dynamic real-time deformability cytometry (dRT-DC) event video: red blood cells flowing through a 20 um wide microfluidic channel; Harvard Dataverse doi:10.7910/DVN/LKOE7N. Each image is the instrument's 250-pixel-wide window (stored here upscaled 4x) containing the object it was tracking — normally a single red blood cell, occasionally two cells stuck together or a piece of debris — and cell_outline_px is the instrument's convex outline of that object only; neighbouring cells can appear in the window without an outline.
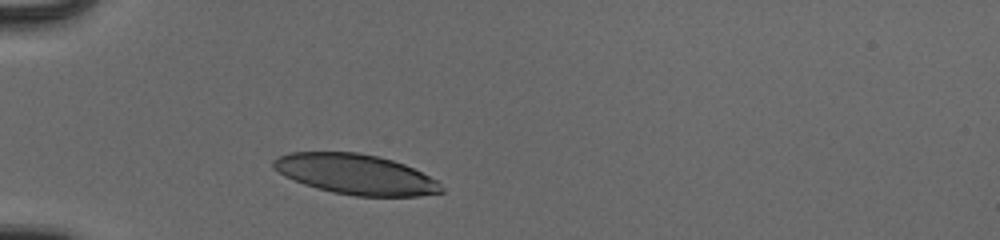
{"species": "human", "species_latin": "Homo sapiens", "temperature_condition": "cold", "stored_images_in_passage": 31, "camera_frame_rate_fps": 3000, "um_per_image_px": 0.085, "donor": {"sex": "male"}, "frame": {"image": 1, "passage_image": 1, "time_ms": 0.0, "image_size_px": [1000, 240], "cell_outline_px": [[444, 192], [420, 196], [356, 196], [332, 192], [304, 184], [284, 176], [272, 168], [272, 160], [276, 156], [288, 152], [356, 152], [376, 156], [392, 160], [404, 164], [436, 180], [444, 188]], "centroid_in_image_um": [30.19, 14.81], "position_along_channel_um": 54.8, "area_um2": 39.3}}
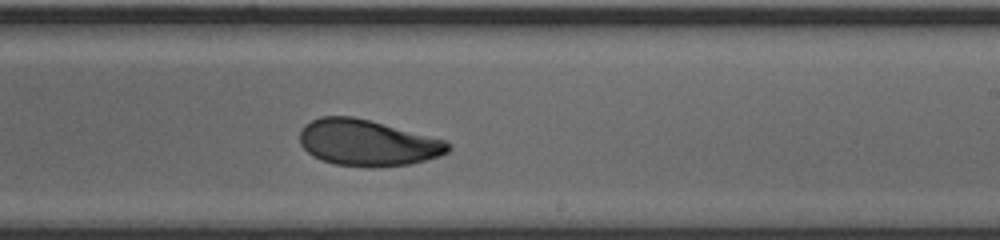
{"frame": {"image": 2, "passage_image": 18, "time_ms": 5.667, "image_size_px": [1000, 240], "cell_outline_px": [[452, 148], [448, 152], [440, 156], [412, 164], [372, 168], [336, 164], [320, 160], [312, 156], [300, 144], [300, 128], [304, 124], [320, 116], [352, 116], [368, 120], [444, 140], [452, 144]], "centroid_in_image_um": [31.21, 12.15], "position_along_channel_um": 257.8, "area_um2": 40.06}}
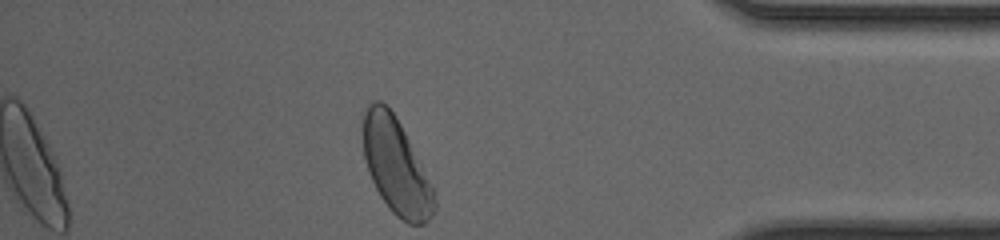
{"frame": {"image": 3, "passage_image": 31, "time_ms": 10.0, "image_size_px": [1000, 240], "cell_outline_px": [[436, 208], [428, 220], [424, 224], [408, 224], [396, 216], [388, 208], [380, 196], [368, 172], [364, 156], [360, 132], [364, 108], [372, 100], [380, 100], [396, 116], [432, 188], [436, 200]], "centroid_in_image_um": [33.59, 14.11], "position_along_channel_um": 401.6, "area_um2": 39.65}, "authors_computed_cell_mechanics": {"area_um2": 40.1132, "velocity_mm_per_s": 3.931, "shape_relaxation_time_tau1_ms": 2.9092, "shape_relaxation_time_tau2_ms": 1.1303, "deformation_change_tau1": 0.1218, "deformation_change_tau2": 0.0609}}